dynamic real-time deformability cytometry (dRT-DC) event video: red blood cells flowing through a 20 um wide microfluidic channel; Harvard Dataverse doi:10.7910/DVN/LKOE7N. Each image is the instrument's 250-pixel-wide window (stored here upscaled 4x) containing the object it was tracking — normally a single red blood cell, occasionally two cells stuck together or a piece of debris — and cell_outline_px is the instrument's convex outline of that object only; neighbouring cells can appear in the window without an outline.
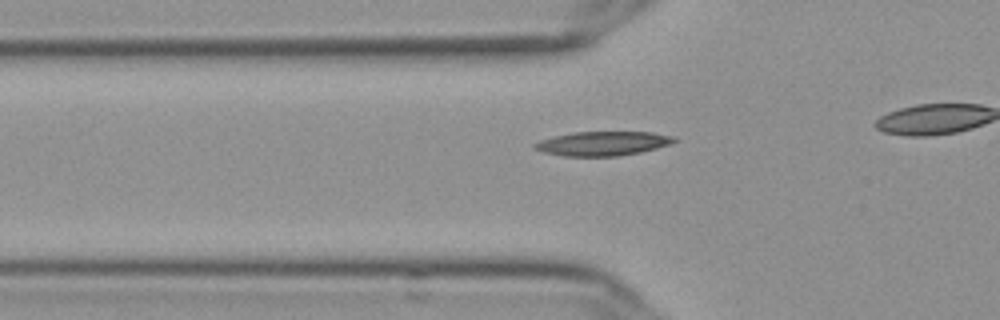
{"species": "Egyptian fruit bat (a non-hibernating species)", "species_latin": "Rousettus aegyptiacus", "temperature_condition": "cold", "stored_images_in_passage": 29, "camera_frame_rate_fps": 3000, "um_per_image_px": 0.085, "frame": {"image": 1, "passage_image": 3, "time_ms": 0.667, "image_size_px": [1000, 320], "cell_outline_px": [[676, 140], [668, 144], [656, 148], [640, 152], [616, 156], [564, 156], [544, 152], [532, 148], [532, 144], [540, 140], [552, 136], [572, 132], [652, 132], [676, 136]], "centroid_in_image_um": [51.19, 12.19], "position_along_channel_um": 74.6, "area_um2": 19.71}}
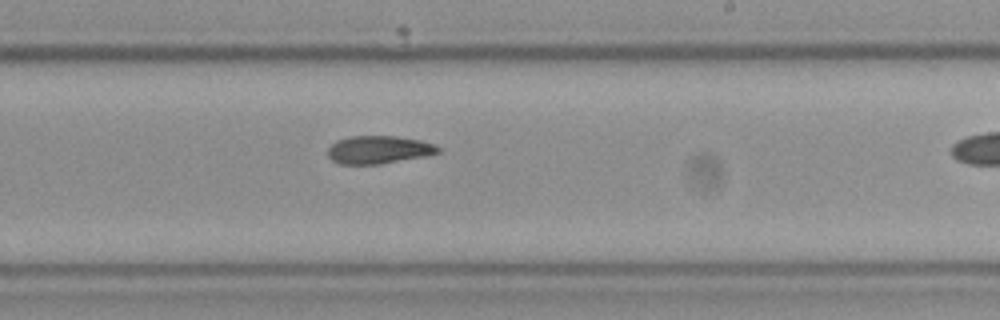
{"frame": {"image": 2, "passage_image": 18, "time_ms": 5.667, "image_size_px": [1000, 320], "cell_outline_px": [[440, 152], [424, 156], [380, 164], [340, 164], [332, 160], [328, 156], [328, 148], [336, 140], [348, 136], [396, 136], [420, 140], [432, 144], [440, 148]], "centroid_in_image_um": [32.15, 12.72], "position_along_channel_um": 256.9, "area_um2": 17.86}}
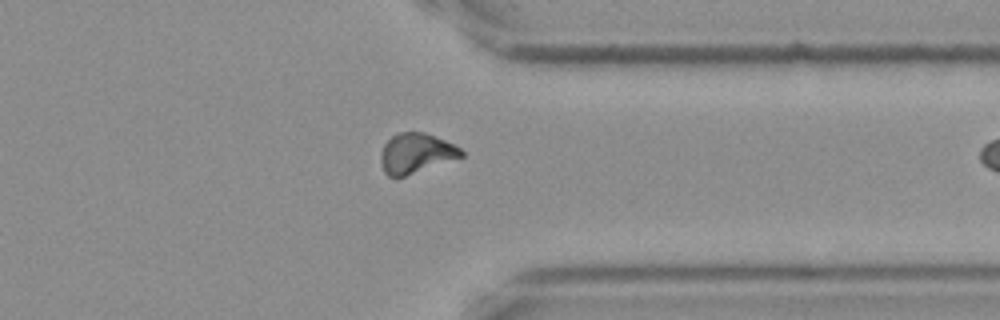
{"frame": {"image": 3, "passage_image": 28, "time_ms": 9.0, "image_size_px": [1000, 320], "cell_outline_px": [[464, 156], [404, 176], [388, 176], [384, 172], [380, 160], [380, 152], [384, 144], [392, 136], [400, 132], [424, 132], [456, 144], [464, 152]], "centroid_in_image_um": [35.36, 13.01], "position_along_channel_um": 376.0, "area_um2": 18.67}}